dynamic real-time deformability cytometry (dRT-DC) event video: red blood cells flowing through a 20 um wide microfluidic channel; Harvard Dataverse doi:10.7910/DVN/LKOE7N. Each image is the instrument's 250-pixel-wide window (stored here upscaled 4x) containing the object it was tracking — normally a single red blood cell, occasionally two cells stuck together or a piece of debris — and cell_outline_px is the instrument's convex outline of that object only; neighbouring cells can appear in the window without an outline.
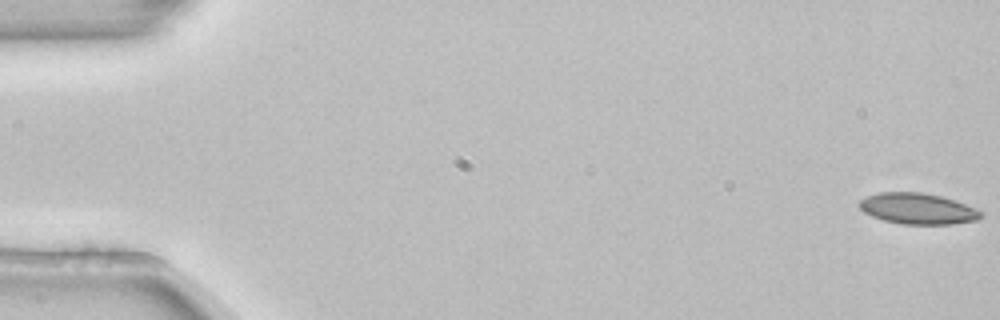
{"species": "common noctule bat (a hibernating species)", "species_latin": "Nyctalus noctula", "temperature_condition": "room temperature", "stored_images_in_passage": 5, "camera_frame_rate_fps": 3000, "um_per_image_px": 0.085, "animal": {"sex": "female", "body_mass_g": 22.7, "forearm_length_mm": 54.2}, "frame": {"image": 1, "passage_image": 1, "time_ms": 0.0, "image_size_px": [1000, 320], "cell_outline_px": [[984, 216], [976, 220], [952, 224], [900, 224], [884, 220], [872, 216], [864, 212], [860, 208], [860, 200], [868, 196], [880, 192], [920, 192], [940, 196], [956, 200], [976, 208], [984, 212]], "centroid_in_image_um": [78.05, 17.74], "position_along_channel_um": 6.9, "area_um2": 21.96}}
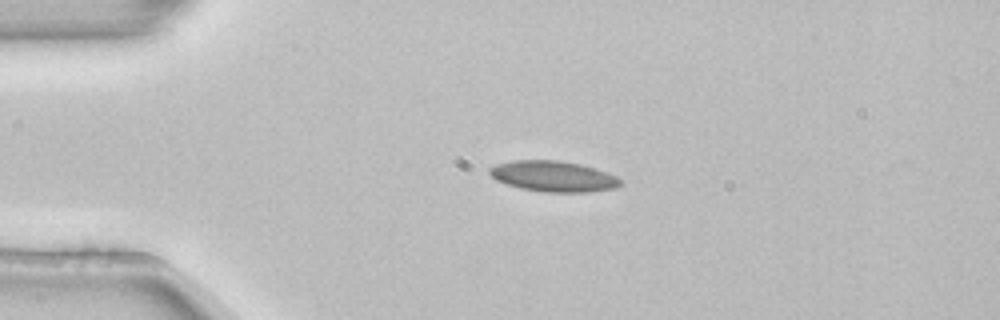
{"frame": {"image": 2, "passage_image": 4, "time_ms": 1.0, "image_size_px": [1000, 320], "cell_outline_px": [[620, 184], [616, 188], [588, 192], [544, 192], [520, 188], [496, 180], [488, 172], [488, 168], [496, 164], [512, 160], [556, 160], [580, 164], [616, 176], [620, 180]], "centroid_in_image_um": [46.98, 14.99], "position_along_channel_um": 38.0, "area_um2": 23.24}}
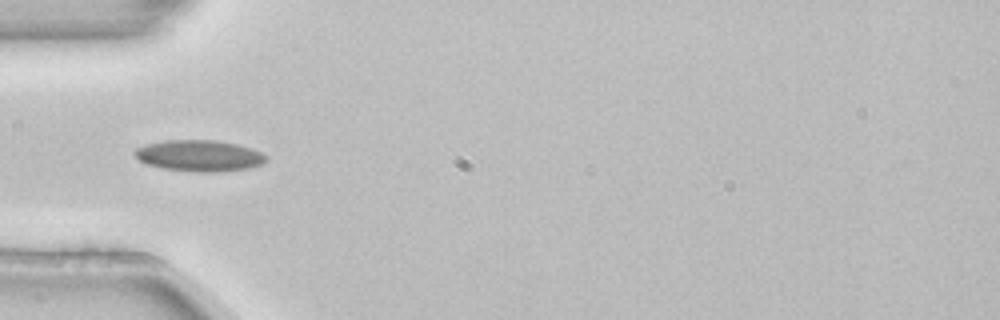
{"frame": {"image": 3, "passage_image": 5, "time_ms": 1.333, "image_size_px": [1000, 320], "cell_outline_px": [[268, 160], [264, 164], [248, 168], [216, 172], [196, 172], [164, 168], [148, 164], [140, 160], [136, 156], [136, 148], [148, 144], [164, 140], [216, 140], [236, 144], [252, 148], [268, 156]], "centroid_in_image_um": [17.01, 13.23], "position_along_channel_um": 68.0, "area_um2": 23.81}}